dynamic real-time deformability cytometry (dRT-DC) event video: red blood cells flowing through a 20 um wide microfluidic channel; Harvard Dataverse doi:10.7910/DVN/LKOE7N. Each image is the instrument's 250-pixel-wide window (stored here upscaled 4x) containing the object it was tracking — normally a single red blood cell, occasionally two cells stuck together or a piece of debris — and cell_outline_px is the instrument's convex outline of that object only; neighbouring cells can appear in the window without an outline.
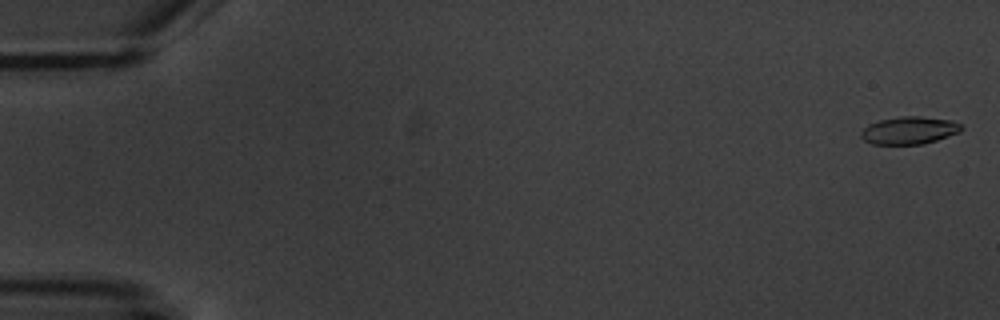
{"species": "common noctule bat (a hibernating species)", "species_latin": "Nyctalus noctula", "temperature_condition": "warm", "stored_images_in_passage": 5, "camera_frame_rate_fps": 3000, "um_per_image_px": 0.085, "animal": {"sex": "male", "body_mass_g": 20.1, "forearm_length_mm": 53.5}, "frame": {"image": 1, "passage_image": 1, "time_ms": 0.0, "image_size_px": [1000, 320], "cell_outline_px": [[964, 128], [960, 132], [924, 144], [872, 144], [864, 140], [860, 136], [860, 132], [868, 124], [880, 120], [900, 116], [920, 116], [952, 120], [960, 124]], "centroid_in_image_um": [77.28, 11.08], "position_along_channel_um": 7.7, "area_um2": 16.18}}
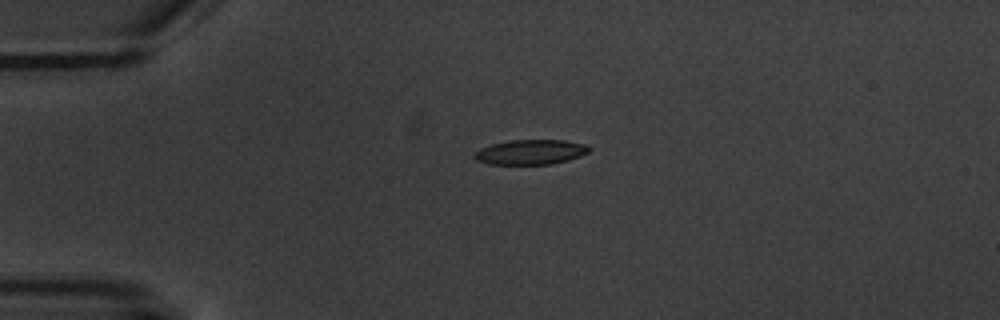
{"frame": {"image": 2, "passage_image": 4, "time_ms": 4.333, "image_size_px": [1000, 320], "cell_outline_px": [[592, 148], [588, 152], [580, 156], [568, 160], [552, 164], [488, 164], [476, 160], [472, 156], [480, 148], [492, 144], [512, 140], [564, 140], [584, 144]], "centroid_in_image_um": [45.1, 12.93], "position_along_channel_um": 39.9, "area_um2": 16.59}}